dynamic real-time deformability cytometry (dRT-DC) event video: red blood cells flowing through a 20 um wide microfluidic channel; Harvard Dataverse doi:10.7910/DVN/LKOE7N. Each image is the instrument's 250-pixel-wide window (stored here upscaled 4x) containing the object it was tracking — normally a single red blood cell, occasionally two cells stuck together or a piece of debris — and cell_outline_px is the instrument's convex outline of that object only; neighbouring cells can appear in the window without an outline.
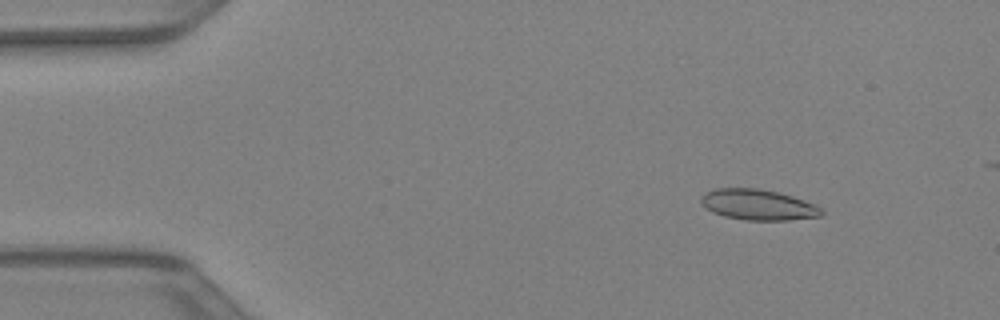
{"species": "Egyptian fruit bat (a non-hibernating species)", "species_latin": "Rousettus aegyptiacus", "temperature_condition": "warm", "stored_images_in_passage": 14, "camera_frame_rate_fps": 3000, "um_per_image_px": 0.085, "animal": {"sex": "female"}, "frame": {"image": 1, "passage_image": 6, "time_ms": 1.667, "image_size_px": [1000, 320], "cell_outline_px": [[824, 212], [820, 216], [788, 220], [744, 220], [724, 216], [712, 212], [700, 200], [708, 192], [716, 188], [760, 188], [792, 196], [816, 204]], "centroid_in_image_um": [64.48, 17.4], "position_along_channel_um": 20.5, "area_um2": 21.27}}
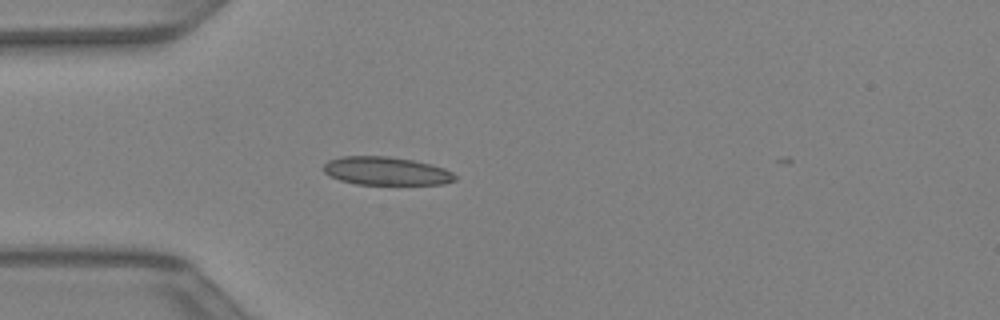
{"frame": {"image": 2, "passage_image": 13, "time_ms": 4.0, "image_size_px": [1000, 320], "cell_outline_px": [[456, 180], [444, 184], [356, 184], [340, 180], [328, 176], [324, 172], [324, 164], [328, 160], [340, 156], [388, 156], [412, 160], [432, 164], [444, 168], [452, 172], [456, 176]], "centroid_in_image_um": [32.81, 14.53], "position_along_channel_um": 52.2, "area_um2": 21.73}}